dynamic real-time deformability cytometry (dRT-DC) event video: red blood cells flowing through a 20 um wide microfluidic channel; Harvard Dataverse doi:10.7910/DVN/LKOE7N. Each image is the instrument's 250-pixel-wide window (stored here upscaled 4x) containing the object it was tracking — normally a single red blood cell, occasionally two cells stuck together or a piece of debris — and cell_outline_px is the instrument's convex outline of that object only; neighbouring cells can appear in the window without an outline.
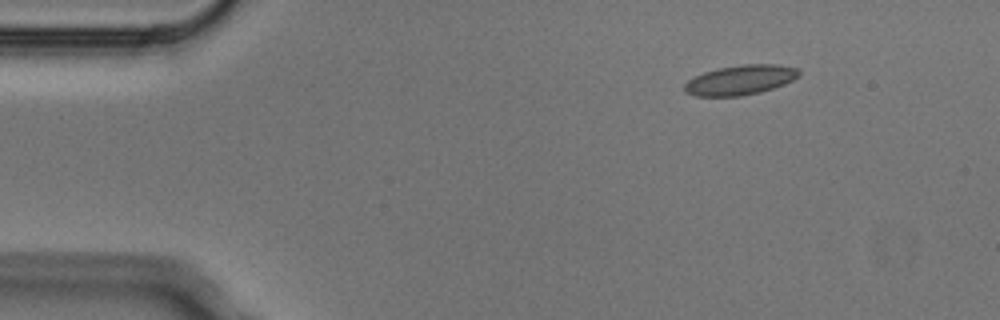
{"species": "Egyptian fruit bat (a non-hibernating species)", "species_latin": "Rousettus aegyptiacus", "temperature_condition": "cold", "stored_images_in_passage": 3, "camera_frame_rate_fps": 3000, "um_per_image_px": 0.085, "animal": {"sex": "male"}, "frame": {"image": 1, "passage_image": 1, "time_ms": 0.0, "image_size_px": [1000, 320], "cell_outline_px": [[800, 76], [784, 84], [760, 92], [740, 96], [696, 96], [684, 92], [684, 84], [688, 80], [704, 72], [716, 68], [740, 64], [776, 64], [800, 68]], "centroid_in_image_um": [62.93, 6.79], "position_along_channel_um": 22.1, "area_um2": 20.0}}